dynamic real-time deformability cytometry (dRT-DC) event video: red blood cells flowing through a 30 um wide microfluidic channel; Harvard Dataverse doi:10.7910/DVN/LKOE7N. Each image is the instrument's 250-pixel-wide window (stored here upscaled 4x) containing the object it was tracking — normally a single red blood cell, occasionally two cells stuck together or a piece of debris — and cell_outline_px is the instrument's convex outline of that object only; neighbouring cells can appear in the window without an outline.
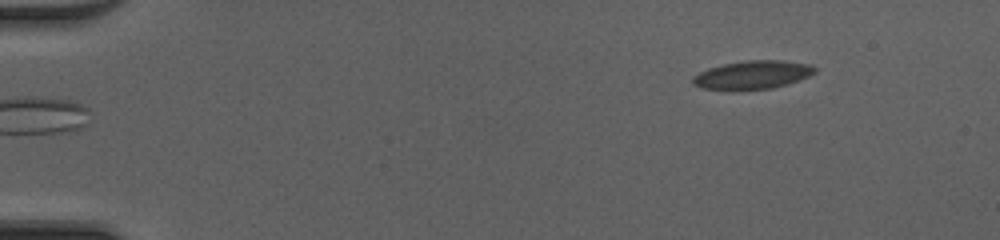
{"species": "common noctule bat (a hibernating species)", "species_latin": "Nyctalus noctula", "temperature_condition": "cold", "stored_images_in_passage": 48, "camera_frame_rate_fps": 3000, "um_per_image_px": 0.085, "animal": {"sex": "female", "body_mass_g": 20.0, "forearm_length_mm": 54.0}, "frame": {"image": 1, "passage_image": 1, "time_ms": 0.0, "image_size_px": [1000, 240], "cell_outline_px": [[816, 72], [808, 76], [772, 88], [704, 88], [692, 84], [692, 76], [700, 72], [724, 64], [748, 60], [780, 60], [808, 64], [816, 68]], "centroid_in_image_um": [63.98, 6.33], "position_along_channel_um": 21.0, "area_um2": 19.25}}
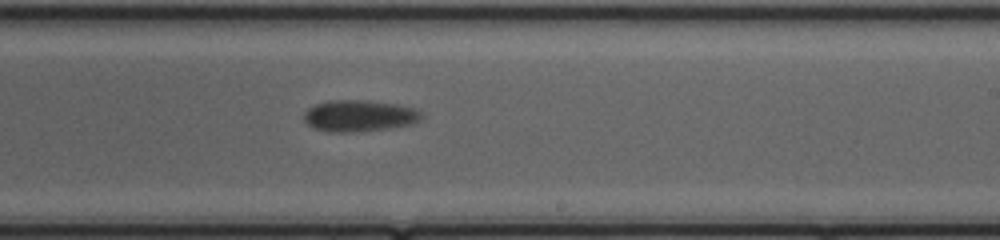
{"frame": {"image": 2, "passage_image": 28, "time_ms": 9.0, "image_size_px": [1000, 240], "cell_outline_px": [[420, 120], [412, 124], [388, 128], [352, 132], [328, 132], [316, 128], [308, 124], [304, 120], [304, 112], [308, 108], [316, 104], [332, 100], [360, 100], [396, 104], [412, 108], [420, 112]], "centroid_in_image_um": [30.5, 9.85], "position_along_channel_um": 258.5, "area_um2": 21.21}}
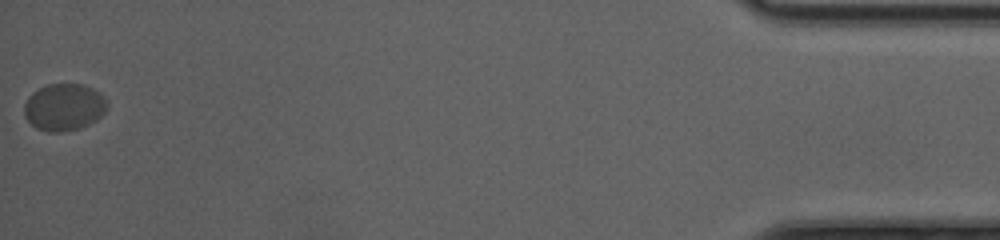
{"frame": {"image": 3, "passage_image": 48, "time_ms": 15.667, "image_size_px": [1000, 240], "cell_outline_px": [[108, 104], [104, 112], [96, 120], [80, 128], [60, 132], [48, 132], [36, 128], [24, 116], [24, 104], [28, 96], [32, 92], [48, 84], [80, 84], [92, 88], [100, 92], [104, 96]], "centroid_in_image_um": [5.43, 9.1], "position_along_channel_um": 429.8, "area_um2": 22.77}, "authors_computed_cell_mechanics": {"area_um2": 21.386, "velocity_mm_per_s": 3.9465, "shape_relaxation_time_tau1_ms": 1.1907, "shape_relaxation_time_tau2_ms": 1.3049, "deformation_change_tau1": 0.0497, "deformation_change_tau2": 0.029}}